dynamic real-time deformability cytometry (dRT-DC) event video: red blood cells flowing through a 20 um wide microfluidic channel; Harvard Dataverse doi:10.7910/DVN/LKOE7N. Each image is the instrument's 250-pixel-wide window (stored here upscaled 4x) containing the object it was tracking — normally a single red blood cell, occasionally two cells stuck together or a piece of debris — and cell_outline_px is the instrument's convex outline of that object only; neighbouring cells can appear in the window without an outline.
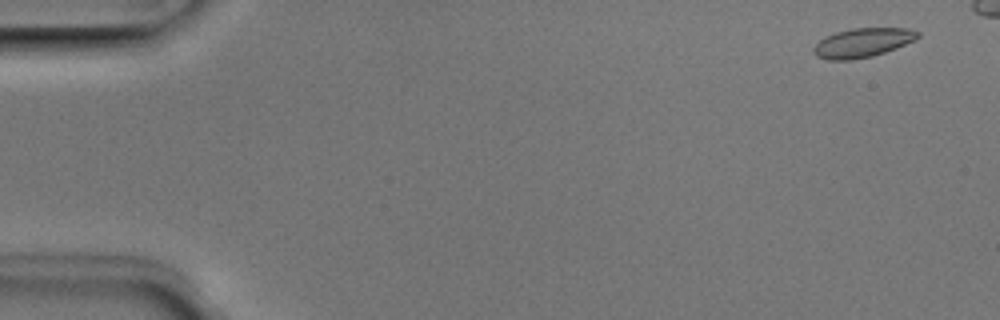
{"species": "Egyptian fruit bat (a non-hibernating species)", "species_latin": "Rousettus aegyptiacus", "temperature_condition": "room temperature", "stored_images_in_passage": 5, "camera_frame_rate_fps": 3000, "um_per_image_px": 0.085, "animal": {"sex": "male"}, "frame": {"image": 1, "passage_image": 1, "time_ms": 0.0, "image_size_px": [1000, 320], "cell_outline_px": [[920, 36], [916, 40], [896, 48], [872, 56], [852, 60], [828, 60], [816, 56], [812, 52], [812, 48], [824, 36], [836, 32], [852, 28], [908, 28], [920, 32]], "centroid_in_image_um": [73.31, 3.63], "position_along_channel_um": 11.7, "area_um2": 17.86}}